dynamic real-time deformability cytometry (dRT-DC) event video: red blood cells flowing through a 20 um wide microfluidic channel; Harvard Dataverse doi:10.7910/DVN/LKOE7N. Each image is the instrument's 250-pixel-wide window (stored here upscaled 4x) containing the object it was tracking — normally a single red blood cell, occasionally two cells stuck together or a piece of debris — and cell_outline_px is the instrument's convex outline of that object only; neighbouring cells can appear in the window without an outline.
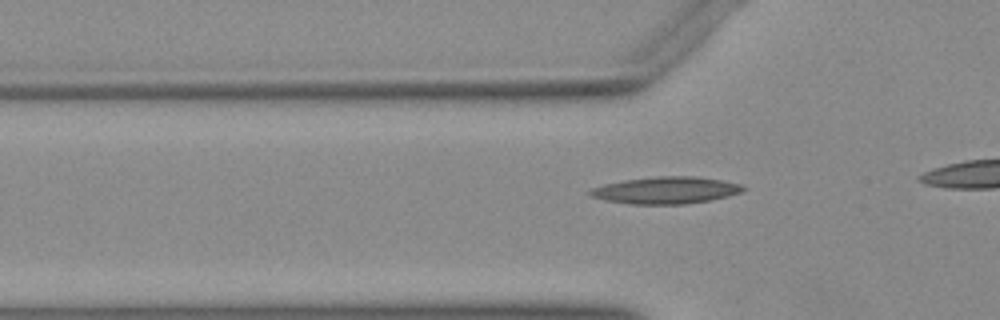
{"species": "Egyptian fruit bat (a non-hibernating species)", "species_latin": "Rousettus aegyptiacus", "temperature_condition": "warm", "stored_images_in_passage": 8, "camera_frame_rate_fps": 3000, "um_per_image_px": 0.085, "animal": {"sex": "female"}, "frame": {"image": 1, "passage_image": 5, "time_ms": 1.333, "image_size_px": [1000, 320], "cell_outline_px": [[748, 188], [740, 192], [728, 196], [688, 204], [628, 204], [604, 200], [592, 196], [588, 192], [592, 188], [604, 184], [624, 180], [656, 176], [696, 176], [720, 180], [740, 184]], "centroid_in_image_um": [56.59, 16.17], "position_along_channel_um": 69.2, "area_um2": 23.99}}